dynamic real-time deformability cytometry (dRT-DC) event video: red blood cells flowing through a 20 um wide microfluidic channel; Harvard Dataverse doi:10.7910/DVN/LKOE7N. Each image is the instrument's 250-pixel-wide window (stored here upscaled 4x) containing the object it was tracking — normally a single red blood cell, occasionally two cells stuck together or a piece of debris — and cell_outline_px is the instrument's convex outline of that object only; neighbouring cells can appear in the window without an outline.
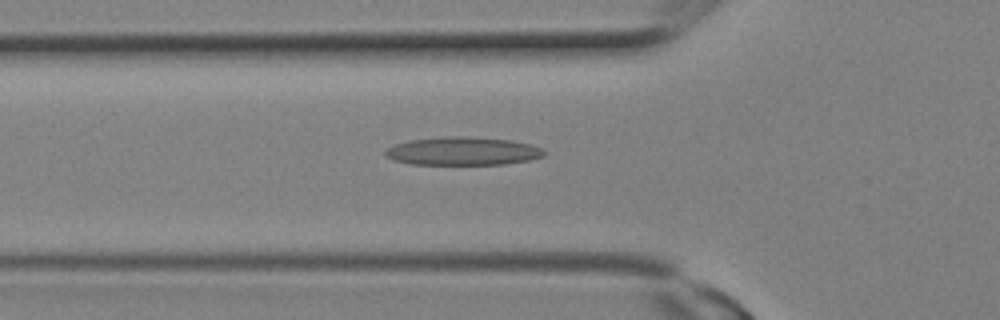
{"species": "Egyptian fruit bat (a non-hibernating species)", "species_latin": "Rousettus aegyptiacus", "temperature_condition": "room temperature", "stored_images_in_passage": 23, "camera_frame_rate_fps": 3000, "um_per_image_px": 0.085, "animal": {"sex": "female"}, "frame": {"image": 1, "passage_image": 9, "time_ms": 2.667, "image_size_px": [1000, 320], "cell_outline_px": [[544, 156], [528, 160], [504, 164], [412, 164], [392, 160], [384, 156], [384, 148], [408, 140], [444, 136], [468, 136], [508, 140], [532, 144], [544, 148]], "centroid_in_image_um": [39.29, 12.84], "position_along_channel_um": 86.5, "area_um2": 26.3}}
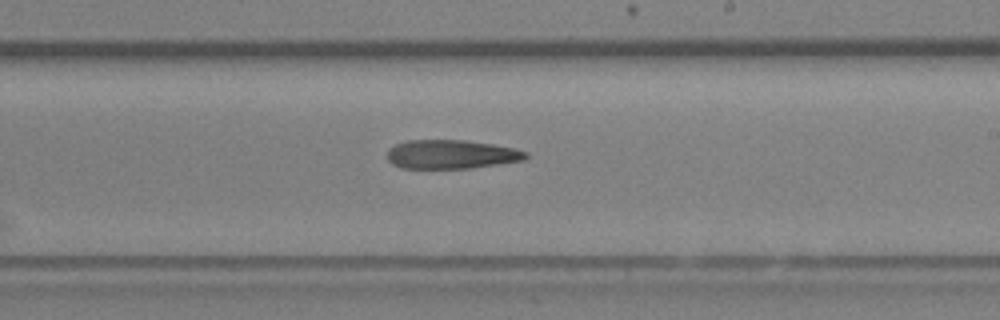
{"frame": {"image": 2, "passage_image": 15, "time_ms": 4.667, "image_size_px": [1000, 320], "cell_outline_px": [[528, 156], [524, 160], [468, 168], [400, 168], [392, 164], [388, 160], [388, 148], [396, 144], [408, 140], [464, 140], [492, 144], [516, 148], [528, 152]], "centroid_in_image_um": [38.35, 13.11], "position_along_channel_um": 250.7, "area_um2": 23.29}}
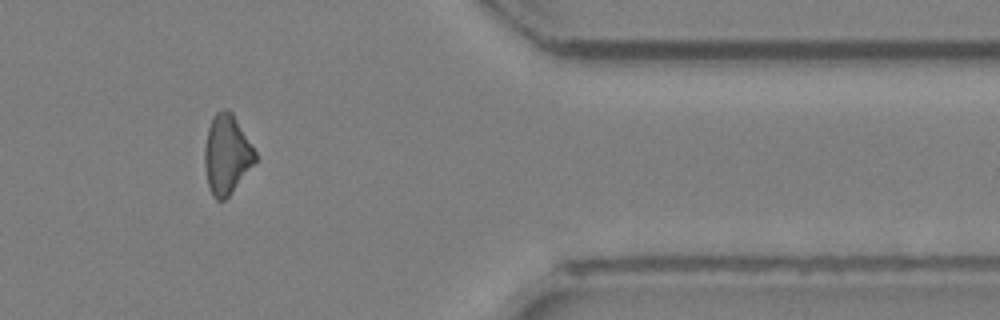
{"frame": {"image": 3, "passage_image": 21, "time_ms": 6.667, "image_size_px": [1000, 320], "cell_outline_px": [[256, 160], [228, 196], [224, 200], [216, 200], [212, 196], [208, 184], [204, 164], [204, 148], [208, 128], [212, 116], [216, 112], [224, 108], [228, 108], [232, 112], [256, 152]], "centroid_in_image_um": [19.24, 13.09], "position_along_channel_um": 392.2, "area_um2": 23.18}}